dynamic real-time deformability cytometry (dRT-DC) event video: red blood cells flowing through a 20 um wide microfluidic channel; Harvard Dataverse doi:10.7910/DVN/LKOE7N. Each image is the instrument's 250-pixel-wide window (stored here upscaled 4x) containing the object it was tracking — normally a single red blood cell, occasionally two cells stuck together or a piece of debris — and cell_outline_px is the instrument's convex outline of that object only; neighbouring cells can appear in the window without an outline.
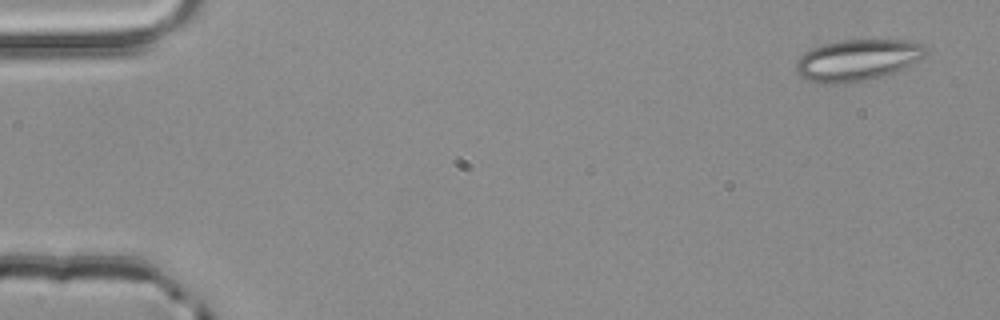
{"species": "common noctule bat (a hibernating species)", "species_latin": "Nyctalus noctula", "temperature_condition": "room temperature", "stored_images_in_passage": 4, "camera_frame_rate_fps": 3000, "um_per_image_px": 0.085, "animal": {"sex": "male", "body_mass_g": 20.4}, "frame": {"image": 1, "passage_image": 1, "time_ms": 0.0, "image_size_px": [1000, 320], "cell_outline_px": [[928, 52], [920, 60], [892, 72], [880, 76], [848, 84], [820, 84], [808, 80], [800, 76], [796, 72], [796, 64], [800, 56], [804, 52], [812, 48], [824, 44], [840, 40], [908, 40], [924, 44], [928, 48]], "centroid_in_image_um": [72.87, 5.1], "position_along_channel_um": 12.1, "area_um2": 31.39}}